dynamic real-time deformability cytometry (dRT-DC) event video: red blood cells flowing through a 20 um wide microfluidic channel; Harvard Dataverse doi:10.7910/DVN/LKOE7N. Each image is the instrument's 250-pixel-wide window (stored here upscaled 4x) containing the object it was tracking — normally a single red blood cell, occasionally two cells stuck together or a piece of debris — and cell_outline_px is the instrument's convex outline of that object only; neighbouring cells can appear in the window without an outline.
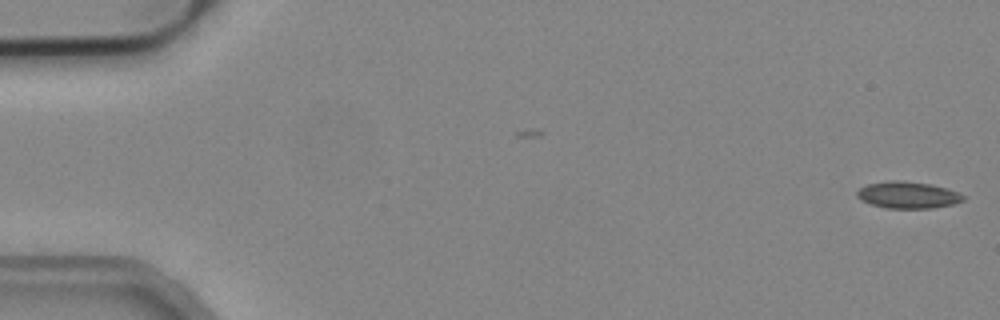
{"species": "common noctule bat (a hibernating species)", "species_latin": "Nyctalus noctula", "temperature_condition": "cold", "stored_images_in_passage": 5, "camera_frame_rate_fps": 3000, "um_per_image_px": 0.085, "animal": {"sex": "male", "body_mass_g": 19.2, "forearm_length_mm": 51.8}, "frame": {"image": 1, "passage_image": 1, "time_ms": 0.0, "image_size_px": [1000, 320], "cell_outline_px": [[964, 200], [952, 204], [932, 208], [884, 208], [860, 200], [856, 196], [856, 192], [860, 188], [868, 184], [888, 180], [904, 180], [932, 184], [948, 188], [964, 196]], "centroid_in_image_um": [77.14, 16.56], "position_along_channel_um": 7.9, "area_um2": 16.65}}
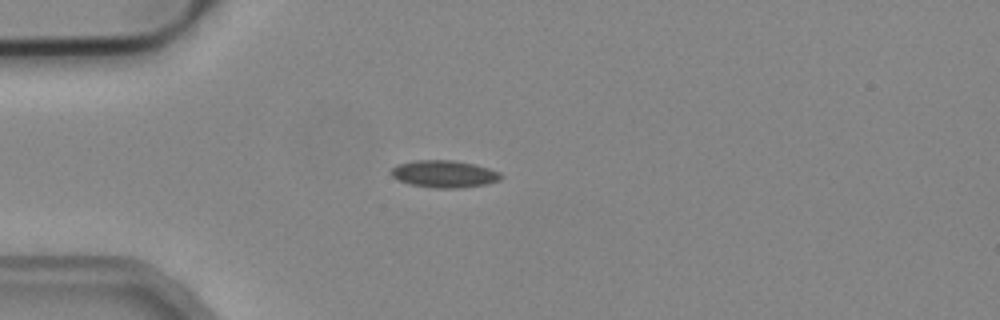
{"frame": {"image": 2, "passage_image": 4, "time_ms": 1.0, "image_size_px": [1000, 320], "cell_outline_px": [[504, 176], [500, 180], [484, 184], [460, 188], [432, 188], [408, 184], [396, 180], [388, 172], [396, 164], [416, 160], [452, 160], [476, 164], [500, 172]], "centroid_in_image_um": [37.71, 14.78], "position_along_channel_um": 47.3, "area_um2": 17.69}}